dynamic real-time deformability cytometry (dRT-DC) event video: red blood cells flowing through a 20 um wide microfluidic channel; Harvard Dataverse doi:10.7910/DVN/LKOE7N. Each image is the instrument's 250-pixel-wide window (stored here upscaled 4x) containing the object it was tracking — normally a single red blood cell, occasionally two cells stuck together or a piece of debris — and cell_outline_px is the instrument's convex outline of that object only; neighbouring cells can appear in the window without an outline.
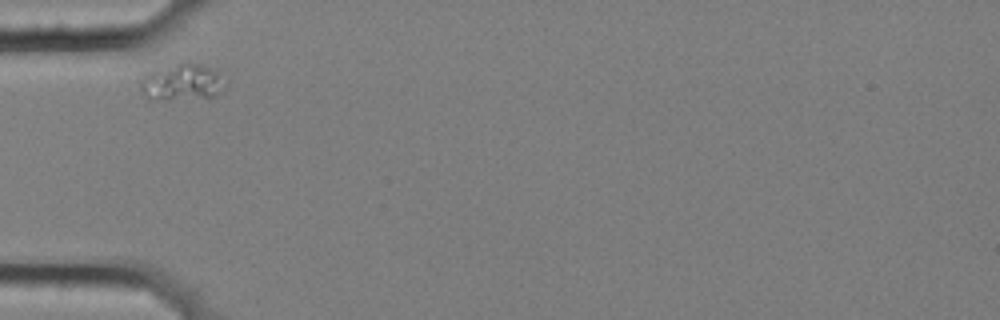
{"species": "common noctule bat (a hibernating species)", "species_latin": "Nyctalus noctula", "temperature_condition": "cold", "stored_images_in_passage": 2, "camera_frame_rate_fps": 3000, "um_per_image_px": 0.085, "animal": {"sex": "female", "body_mass_g": 25.1}, "frame": {"image": 1, "passage_image": 1, "time_ms": 0.0, "image_size_px": [1000, 320], "cell_outline_px": [[216, 92], [212, 96], [168, 100], [164, 100], [144, 92], [140, 88], [140, 80], [144, 76], [152, 72], [184, 60], [188, 60], [204, 64], [212, 68], [216, 72]], "centroid_in_image_um": [15.37, 6.92], "position_along_channel_um": 69.6, "area_um2": 16.7}}